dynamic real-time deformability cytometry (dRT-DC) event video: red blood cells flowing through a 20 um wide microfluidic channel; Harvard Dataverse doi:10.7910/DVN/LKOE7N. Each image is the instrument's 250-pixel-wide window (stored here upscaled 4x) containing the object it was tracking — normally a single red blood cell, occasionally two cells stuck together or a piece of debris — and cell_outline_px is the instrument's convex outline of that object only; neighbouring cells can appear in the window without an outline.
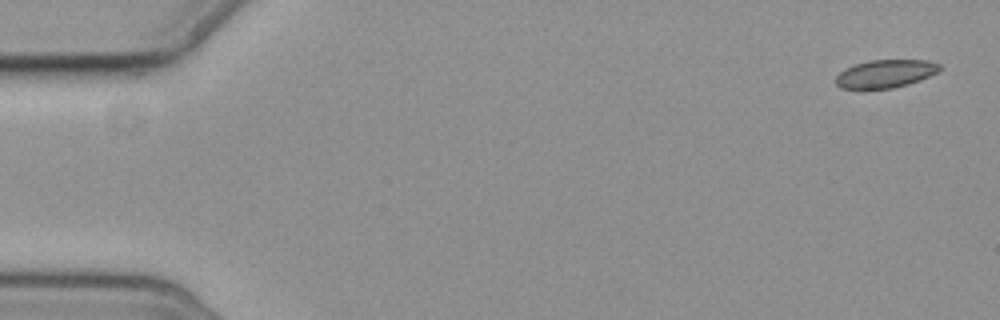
{"species": "common noctule bat (a hibernating species)", "species_latin": "Nyctalus noctula", "temperature_condition": "cold", "stored_images_in_passage": 6, "segment_of_instrument_passage": [2, 2], "camera_frame_rate_fps": 3000, "um_per_image_px": 0.085, "animal": {"sex": "female", "body_mass_g": 19.3, "forearm_length_mm": 54.1}, "frame": {"image": 1, "passage_image": 6, "time_ms": 6.0, "image_size_px": [1000, 320], "cell_outline_px": [[940, 68], [936, 72], [920, 80], [908, 84], [892, 88], [840, 88], [836, 84], [836, 76], [844, 68], [868, 60], [928, 60], [940, 64]], "centroid_in_image_um": [75.24, 6.25], "position_along_channel_um": 9.8, "area_um2": 16.76}}